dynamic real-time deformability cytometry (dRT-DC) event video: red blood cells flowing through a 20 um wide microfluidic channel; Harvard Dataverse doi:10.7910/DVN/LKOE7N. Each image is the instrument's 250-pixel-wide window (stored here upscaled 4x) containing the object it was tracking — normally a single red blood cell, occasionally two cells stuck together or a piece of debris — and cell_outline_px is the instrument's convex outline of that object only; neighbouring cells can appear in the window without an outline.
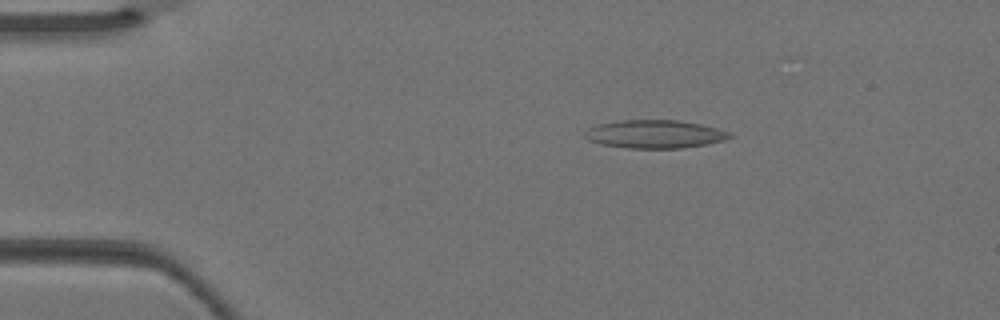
{"species": "Egyptian fruit bat (a non-hibernating species)", "species_latin": "Rousettus aegyptiacus", "temperature_condition": "warm", "stored_images_in_passage": 3, "camera_frame_rate_fps": 3000, "um_per_image_px": 0.085, "animal": {"sex": "female"}, "frame": {"image": 1, "passage_image": 2, "time_ms": 0.333, "image_size_px": [1000, 320], "cell_outline_px": [[732, 136], [724, 140], [708, 144], [684, 148], [628, 148], [600, 144], [588, 140], [584, 136], [584, 132], [588, 128], [600, 124], [616, 120], [680, 120], [700, 124], [716, 128], [728, 132]], "centroid_in_image_um": [55.62, 11.4], "position_along_channel_um": 29.4, "area_um2": 23.81}}